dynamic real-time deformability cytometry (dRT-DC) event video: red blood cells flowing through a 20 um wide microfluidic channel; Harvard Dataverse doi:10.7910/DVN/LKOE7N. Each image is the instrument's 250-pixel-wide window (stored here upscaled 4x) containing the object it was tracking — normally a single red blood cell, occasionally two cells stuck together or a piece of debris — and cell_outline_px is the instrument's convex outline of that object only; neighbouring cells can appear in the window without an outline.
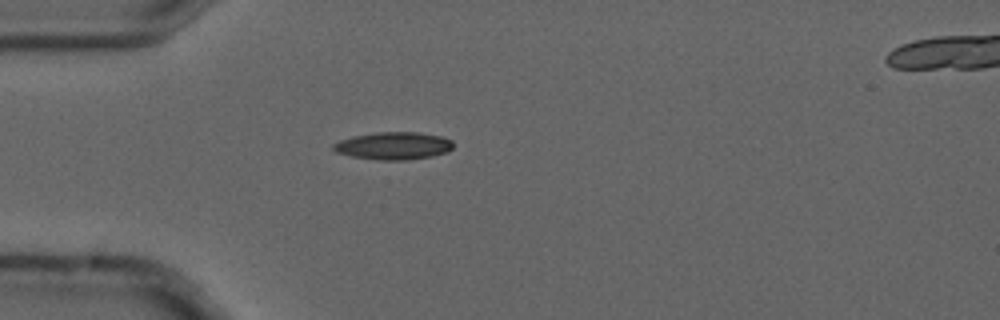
{"species": "common noctule bat (a hibernating species)", "species_latin": "Nyctalus noctula", "temperature_condition": "cold", "stored_images_in_passage": 5, "camera_frame_rate_fps": 3000, "um_per_image_px": 0.085, "animal": {"sex": "male", "forearm_length_mm": 52.5}, "frame": {"image": 1, "passage_image": 4, "time_ms": 1.0, "image_size_px": [1000, 320], "cell_outline_px": [[452, 148], [448, 152], [432, 156], [404, 160], [380, 160], [352, 156], [336, 152], [332, 148], [332, 144], [340, 140], [352, 136], [376, 132], [416, 132], [440, 136], [452, 140]], "centroid_in_image_um": [33.43, 12.39], "position_along_channel_um": 51.6, "area_um2": 19.19}}